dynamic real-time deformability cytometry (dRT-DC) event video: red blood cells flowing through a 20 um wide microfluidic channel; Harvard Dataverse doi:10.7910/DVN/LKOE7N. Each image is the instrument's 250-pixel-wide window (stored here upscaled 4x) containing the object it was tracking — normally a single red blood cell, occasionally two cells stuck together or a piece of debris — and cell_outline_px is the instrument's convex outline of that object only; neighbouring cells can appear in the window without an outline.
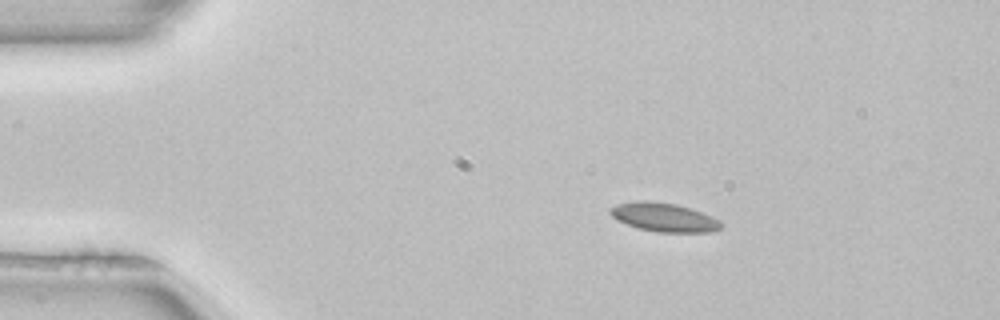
{"species": "common noctule bat (a hibernating species)", "species_latin": "Nyctalus noctula", "temperature_condition": "room temperature", "stored_images_in_passage": 4, "camera_frame_rate_fps": 3000, "um_per_image_px": 0.085, "animal": {"sex": "female", "body_mass_g": 22.7, "forearm_length_mm": 54.2}, "frame": {"image": 1, "passage_image": 1, "time_ms": 0.0, "image_size_px": [1000, 320], "cell_outline_px": [[724, 224], [720, 228], [712, 232], [656, 232], [636, 228], [616, 220], [608, 212], [608, 208], [616, 204], [644, 200], [676, 204], [692, 208], [712, 216], [720, 220]], "centroid_in_image_um": [56.43, 18.47], "position_along_channel_um": 28.6, "area_um2": 18.84}}
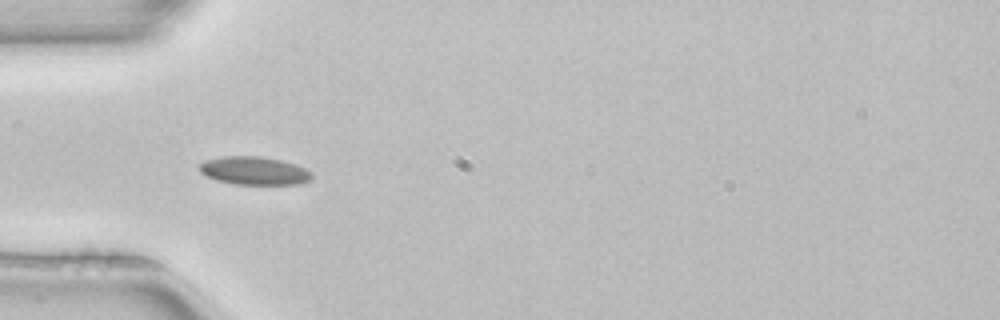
{"frame": {"image": 2, "passage_image": 3, "time_ms": 0.667, "image_size_px": [1000, 320], "cell_outline_px": [[312, 176], [308, 180], [300, 184], [232, 184], [216, 180], [200, 172], [200, 164], [204, 160], [220, 156], [260, 156], [280, 160], [296, 164], [312, 172]], "centroid_in_image_um": [21.59, 14.5], "position_along_channel_um": 63.4, "area_um2": 18.44}}